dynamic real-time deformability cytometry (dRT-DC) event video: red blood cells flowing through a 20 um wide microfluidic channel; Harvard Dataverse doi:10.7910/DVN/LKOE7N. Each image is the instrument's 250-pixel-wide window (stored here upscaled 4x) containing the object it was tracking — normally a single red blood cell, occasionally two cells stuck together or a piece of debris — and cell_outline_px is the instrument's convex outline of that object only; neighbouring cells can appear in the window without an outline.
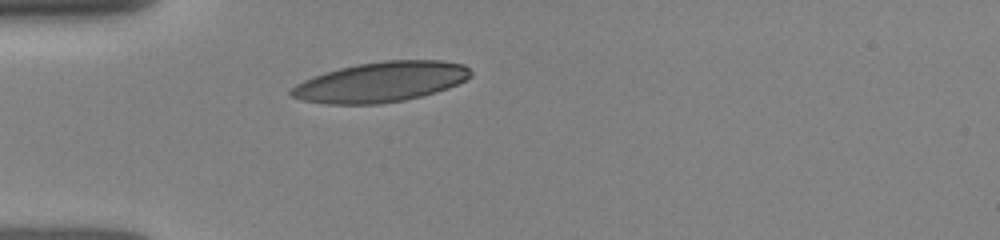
{"species": "human", "species_latin": "Homo sapiens", "temperature_condition": "room temperature", "stored_images_in_passage": 3, "camera_frame_rate_fps": 3000, "um_per_image_px": 0.085, "donor": {"sex": "female"}, "frame": {"image": 1, "passage_image": 1, "time_ms": 0.0, "image_size_px": [1000, 240], "cell_outline_px": [[472, 76], [448, 88], [436, 92], [404, 100], [380, 104], [324, 104], [300, 100], [292, 96], [288, 92], [296, 84], [304, 80], [340, 68], [356, 64], [384, 60], [440, 60], [464, 64], [472, 72]], "centroid_in_image_um": [32.38, 6.97], "position_along_channel_um": 52.6, "area_um2": 41.85}}